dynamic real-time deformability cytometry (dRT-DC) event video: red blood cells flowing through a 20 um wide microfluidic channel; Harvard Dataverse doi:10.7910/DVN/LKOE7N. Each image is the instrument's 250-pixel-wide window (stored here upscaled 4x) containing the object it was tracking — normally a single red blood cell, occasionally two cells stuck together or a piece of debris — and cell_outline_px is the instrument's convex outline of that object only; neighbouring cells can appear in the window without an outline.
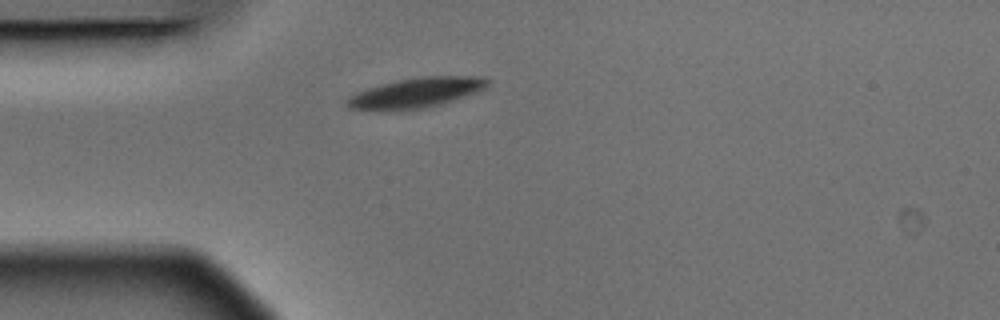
{"species": "Egyptian fruit bat (a non-hibernating species)", "species_latin": "Rousettus aegyptiacus", "temperature_condition": "warm", "stored_images_in_passage": 2, "camera_frame_rate_fps": 3000, "um_per_image_px": 0.085, "animal": {"sex": "male"}, "frame": {"image": 1, "passage_image": 2, "time_ms": 0.333, "image_size_px": [1000, 320], "cell_outline_px": [[488, 84], [484, 88], [452, 100], [440, 104], [424, 108], [348, 108], [344, 104], [344, 100], [348, 96], [356, 92], [368, 88], [400, 80], [424, 76], [480, 76], [488, 80]], "centroid_in_image_um": [35.36, 7.85], "position_along_channel_um": 49.6, "area_um2": 23.41}}